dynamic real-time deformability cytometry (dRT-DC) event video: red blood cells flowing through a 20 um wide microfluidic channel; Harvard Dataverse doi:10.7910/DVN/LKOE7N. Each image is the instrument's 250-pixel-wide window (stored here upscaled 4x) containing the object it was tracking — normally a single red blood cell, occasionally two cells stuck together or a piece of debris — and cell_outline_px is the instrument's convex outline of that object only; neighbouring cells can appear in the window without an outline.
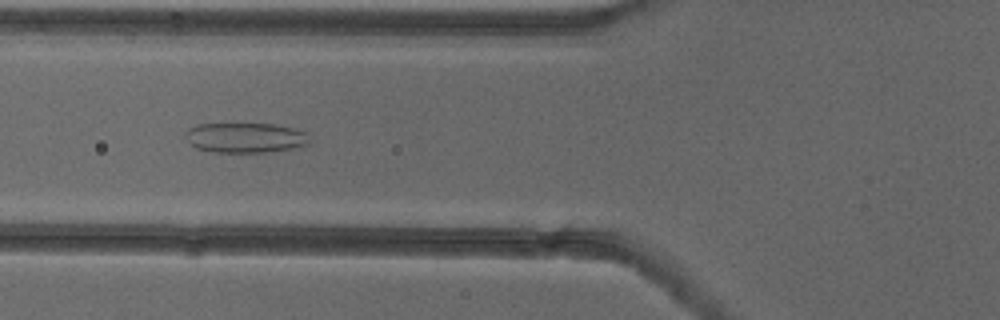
{"species": "common noctule bat (a hibernating species)", "species_latin": "Nyctalus noctula", "temperature_condition": "cold", "stored_images_in_passage": 46, "camera_frame_rate_fps": 3000, "um_per_image_px": 0.085, "animal": {"sex": "female"}, "frame": {"image": 1, "passage_image": 20, "time_ms": 6.333, "image_size_px": [1000, 320], "cell_outline_px": [[308, 144], [292, 148], [268, 152], [212, 152], [196, 148], [184, 136], [184, 132], [188, 128], [196, 124], [276, 124], [308, 132]], "centroid_in_image_um": [20.82, 11.7], "position_along_channel_um": 105.0, "area_um2": 21.73}}
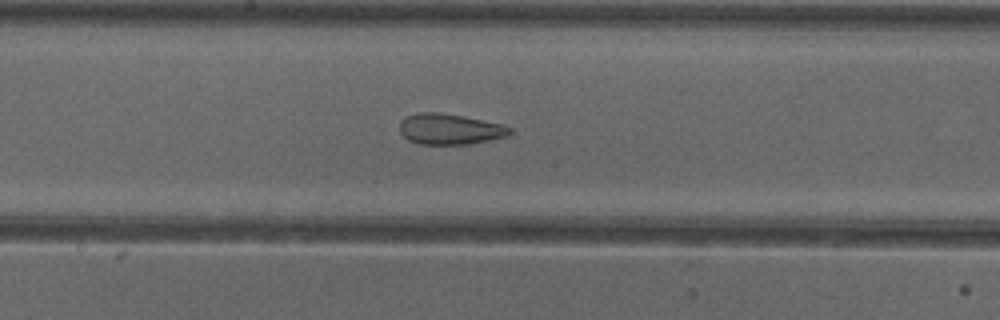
{"frame": {"image": 2, "passage_image": 28, "time_ms": 9.0, "image_size_px": [1000, 320], "cell_outline_px": [[512, 132], [504, 136], [488, 140], [468, 144], [416, 144], [408, 140], [400, 132], [400, 120], [416, 112], [436, 112], [464, 116], [504, 124], [512, 128]], "centroid_in_image_um": [38.21, 10.96], "position_along_channel_um": 210.0, "area_um2": 19.77}}
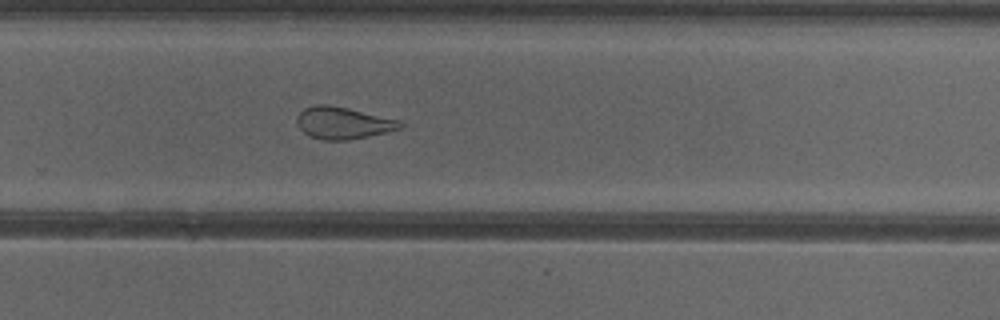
{"frame": {"image": 3, "passage_image": 35, "time_ms": 11.333, "image_size_px": [1000, 320], "cell_outline_px": [[404, 128], [388, 132], [348, 140], [324, 140], [308, 136], [296, 124], [296, 116], [304, 108], [316, 104], [328, 104], [348, 108], [396, 120], [404, 124]], "centroid_in_image_um": [29.12, 10.45], "position_along_channel_um": 300.7, "area_um2": 19.25}, "authors_computed_cell_mechanics": {"area_um2": 22.0796, "velocity_mm_per_s": 3.9021, "shape_relaxation_time_tau1_ms": null, "shape_relaxation_time_tau2_ms": 2.1724, "deformation_change_tau1": null, "deformation_change_tau2": 0.1028}}